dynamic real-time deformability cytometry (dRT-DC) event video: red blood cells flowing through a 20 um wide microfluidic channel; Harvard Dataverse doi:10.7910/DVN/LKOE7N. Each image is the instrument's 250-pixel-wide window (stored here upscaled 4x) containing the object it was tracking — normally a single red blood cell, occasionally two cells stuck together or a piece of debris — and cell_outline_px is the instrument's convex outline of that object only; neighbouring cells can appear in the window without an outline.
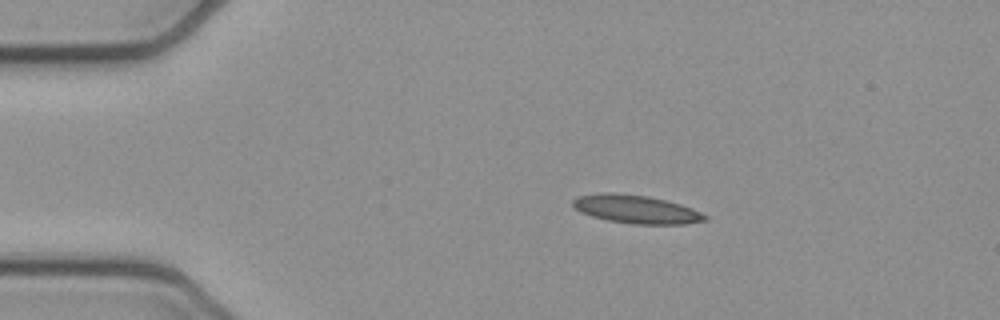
{"species": "common noctule bat (a hibernating species)", "species_latin": "Nyctalus noctula", "temperature_condition": "cold", "stored_images_in_passage": 43, "camera_frame_rate_fps": 3000, "um_per_image_px": 0.085, "animal": {"sex": "female", "body_mass_g": 21.9}, "frame": {"image": 1, "passage_image": 1, "time_ms": 0.0, "image_size_px": [1000, 320], "cell_outline_px": [[708, 220], [684, 224], [632, 224], [608, 220], [592, 216], [580, 212], [572, 204], [572, 200], [580, 196], [600, 192], [612, 192], [648, 196], [680, 204], [692, 208], [708, 216]], "centroid_in_image_um": [54.08, 17.78], "position_along_channel_um": 30.9, "area_um2": 21.73}}
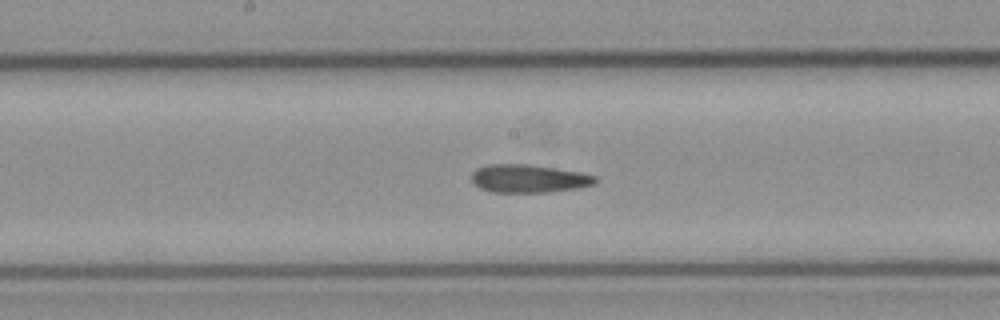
{"frame": {"image": 2, "passage_image": 18, "time_ms": 5.667, "image_size_px": [1000, 320], "cell_outline_px": [[600, 180], [596, 184], [580, 188], [548, 192], [492, 192], [480, 188], [472, 184], [472, 172], [476, 168], [488, 164], [528, 164], [580, 172], [596, 176]], "centroid_in_image_um": [44.96, 15.18], "position_along_channel_um": 203.2, "area_um2": 20.52}}
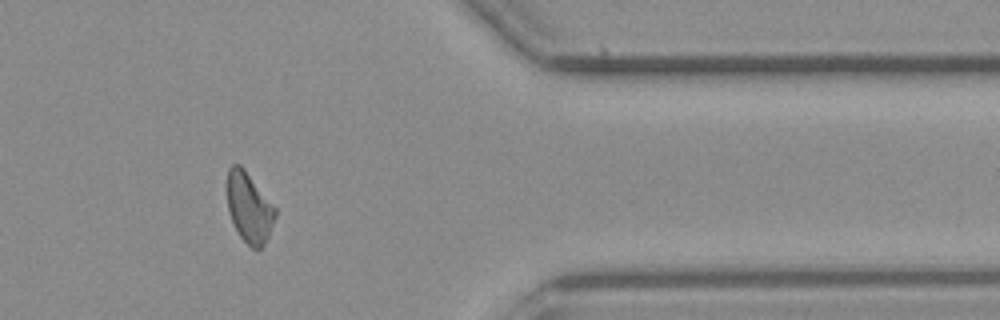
{"frame": {"image": 3, "passage_image": 34, "time_ms": 11.0, "image_size_px": [1000, 320], "cell_outline_px": [[276, 216], [268, 236], [264, 244], [260, 248], [252, 248], [240, 236], [228, 212], [228, 168], [232, 164], [240, 164], [244, 168], [276, 208]], "centroid_in_image_um": [21.18, 17.63], "position_along_channel_um": 390.2, "area_um2": 19.31}, "authors_computed_cell_mechanics": {"area_um2": 20.4034, "velocity_mm_per_s": 3.9219, "shape_relaxation_time_tau1_ms": null, "shape_relaxation_time_tau2_ms": 1.2416, "deformation_change_tau1": null, "deformation_change_tau2": 0.0919}}